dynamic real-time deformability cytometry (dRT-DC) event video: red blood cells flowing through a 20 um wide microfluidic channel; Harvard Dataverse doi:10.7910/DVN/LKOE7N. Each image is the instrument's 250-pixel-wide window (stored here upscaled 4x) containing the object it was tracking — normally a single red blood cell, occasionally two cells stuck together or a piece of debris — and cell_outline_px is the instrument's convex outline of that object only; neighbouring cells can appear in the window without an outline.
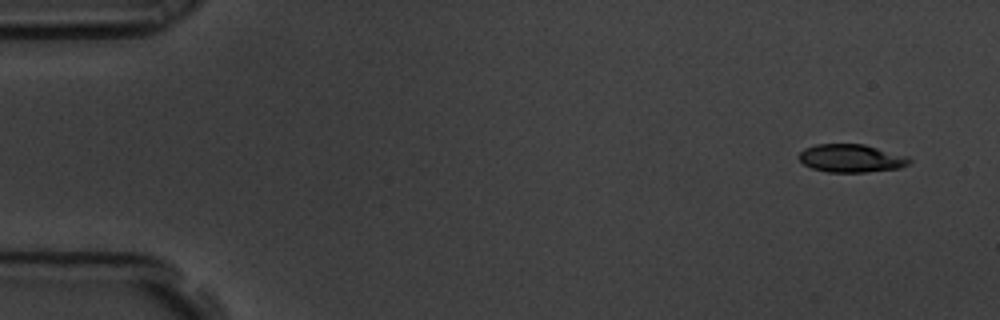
{"species": "common noctule bat (a hibernating species)", "species_latin": "Nyctalus noctula", "temperature_condition": "room temperature", "stored_images_in_passage": 4, "camera_frame_rate_fps": 3000, "um_per_image_px": 0.085, "animal": {"sex": "male", "body_mass_g": 19.5, "forearm_length_mm": 54.6}, "frame": {"image": 1, "passage_image": 1, "time_ms": 0.0, "image_size_px": [1000, 320], "cell_outline_px": [[912, 160], [908, 164], [900, 168], [864, 172], [828, 172], [812, 168], [804, 164], [796, 156], [804, 148], [816, 144], [864, 144], [908, 156]], "centroid_in_image_um": [72.34, 13.45], "position_along_channel_um": 12.7, "area_um2": 18.09}}